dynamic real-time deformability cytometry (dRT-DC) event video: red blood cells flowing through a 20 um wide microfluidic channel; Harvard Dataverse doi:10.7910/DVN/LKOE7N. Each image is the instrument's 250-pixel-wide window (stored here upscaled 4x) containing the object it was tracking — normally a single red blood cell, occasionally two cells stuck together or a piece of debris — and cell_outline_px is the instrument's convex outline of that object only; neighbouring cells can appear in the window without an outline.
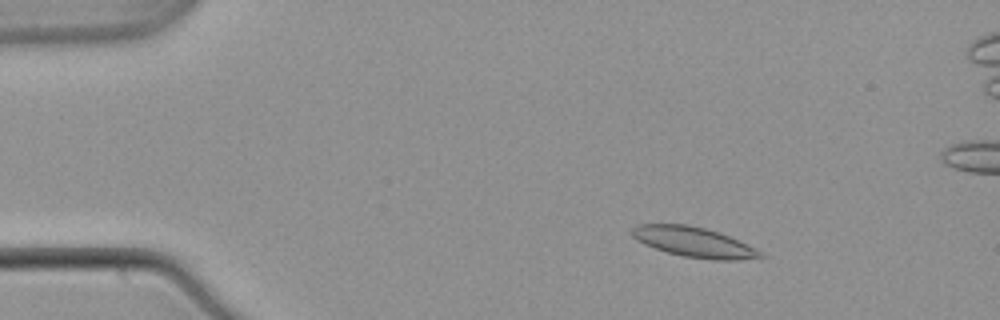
{"species": "common noctule bat (a hibernating species)", "species_latin": "Nyctalus noctula", "temperature_condition": "warm", "stored_images_in_passage": 55, "camera_frame_rate_fps": 3000, "um_per_image_px": 0.085, "animal": {"sex": "male", "body_mass_g": 21.5, "forearm_length_mm": 52.0}, "frame": {"image": 1, "passage_image": 9, "time_ms": 2.667, "image_size_px": [1000, 320], "cell_outline_px": [[764, 256], [736, 260], [712, 260], [684, 256], [668, 252], [644, 244], [636, 240], [628, 232], [636, 224], [688, 224], [720, 232], [748, 244], [756, 248]], "centroid_in_image_um": [58.93, 20.56], "position_along_channel_um": 26.1, "area_um2": 22.48}}
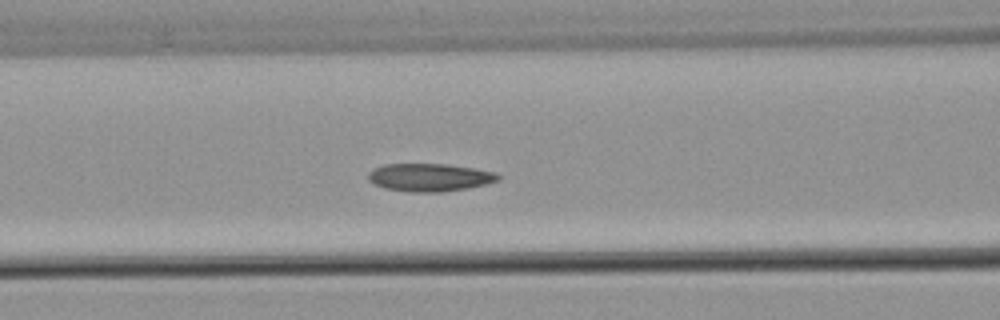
{"frame": {"image": 2, "passage_image": 23, "time_ms": 7.333, "image_size_px": [1000, 320], "cell_outline_px": [[500, 180], [468, 188], [440, 192], [412, 192], [384, 188], [368, 180], [368, 172], [372, 168], [384, 164], [448, 164], [496, 172], [500, 176]], "centroid_in_image_um": [36.5, 15.07], "position_along_channel_um": 130.1, "area_um2": 21.1}}
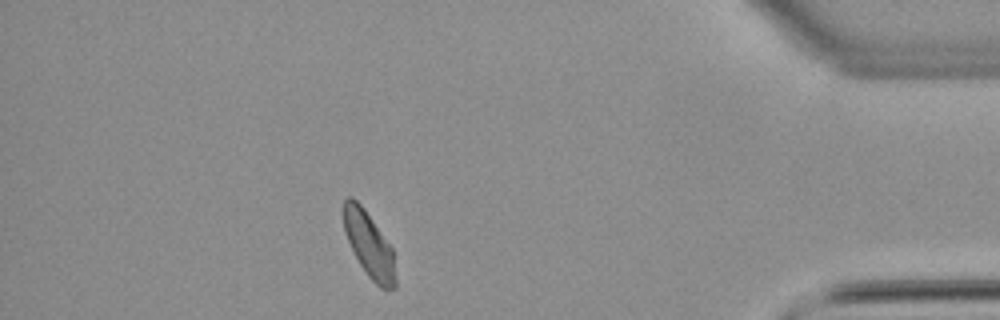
{"frame": {"image": 3, "passage_image": 48, "time_ms": 15.667, "image_size_px": [1000, 320], "cell_outline_px": [[396, 288], [380, 288], [368, 276], [360, 264], [344, 232], [340, 212], [340, 208], [344, 200], [348, 196], [352, 196], [364, 208], [392, 248], [396, 276]], "centroid_in_image_um": [31.32, 20.74], "position_along_channel_um": 403.9, "area_um2": 19.94}, "authors_computed_cell_mechanics": {"area_um2": 20.9814, "velocity_mm_per_s": 3.8294, "shape_relaxation_time_tau1_ms": null, "shape_relaxation_time_tau2_ms": 11.0455, "deformation_change_tau1": null, "deformation_change_tau2": 0.146}}